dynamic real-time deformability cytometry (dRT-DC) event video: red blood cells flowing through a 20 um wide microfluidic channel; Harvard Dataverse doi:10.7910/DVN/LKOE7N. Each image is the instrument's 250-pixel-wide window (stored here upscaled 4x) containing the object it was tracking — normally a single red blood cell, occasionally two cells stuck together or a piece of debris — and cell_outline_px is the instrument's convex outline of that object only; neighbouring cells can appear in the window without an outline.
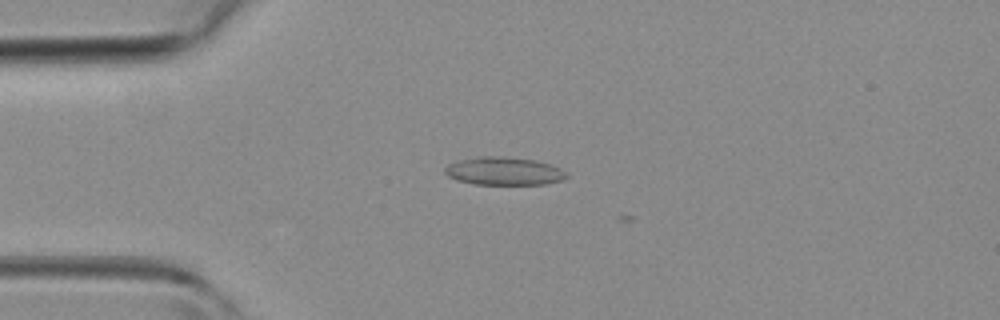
{"species": "common noctule bat (a hibernating species)", "species_latin": "Nyctalus noctula", "temperature_condition": "room temperature", "stored_images_in_passage": 5, "camera_frame_rate_fps": 3000, "um_per_image_px": 0.085, "animal": {"sex": "female", "body_mass_g": 19.3, "forearm_length_mm": 54.1}, "frame": {"image": 1, "passage_image": 4, "time_ms": 1.0, "image_size_px": [1000, 320], "cell_outline_px": [[568, 176], [564, 180], [544, 184], [476, 184], [456, 180], [448, 176], [444, 172], [444, 168], [448, 164], [456, 160], [476, 156], [500, 156], [536, 160], [552, 164], [560, 168]], "centroid_in_image_um": [42.81, 14.53], "position_along_channel_um": 42.2, "area_um2": 20.06}}